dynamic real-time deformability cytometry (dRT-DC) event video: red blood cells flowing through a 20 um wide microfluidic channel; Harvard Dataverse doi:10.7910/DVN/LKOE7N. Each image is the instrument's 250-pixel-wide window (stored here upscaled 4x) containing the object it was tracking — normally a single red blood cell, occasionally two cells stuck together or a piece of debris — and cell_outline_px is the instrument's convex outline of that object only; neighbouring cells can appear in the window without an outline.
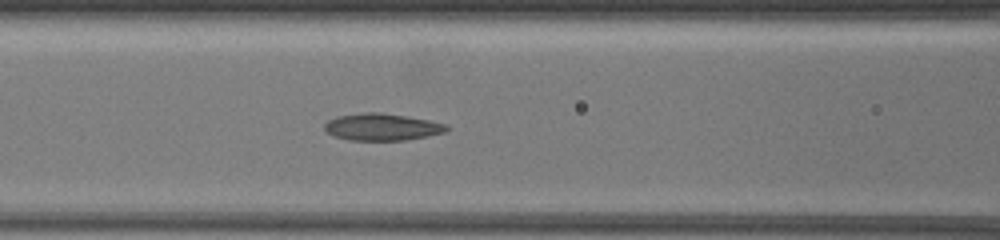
{"species": "common noctule bat (a hibernating species)", "species_latin": "Nyctalus noctula", "temperature_condition": "warm", "stored_images_in_passage": 11, "camera_frame_rate_fps": 3000, "um_per_image_px": 0.085, "animal": {"sex": "female", "body_mass_g": 19.5, "forearm_length_mm": 54.1}, "frame": {"image": 1, "passage_image": 10, "time_ms": 6.333, "image_size_px": [1000, 240], "cell_outline_px": [[452, 128], [444, 132], [428, 136], [408, 140], [348, 140], [332, 136], [324, 128], [324, 124], [328, 120], [336, 116], [364, 112], [380, 112], [408, 116], [448, 124]], "centroid_in_image_um": [32.48, 10.79], "position_along_channel_um": 134.1, "area_um2": 19.48}}